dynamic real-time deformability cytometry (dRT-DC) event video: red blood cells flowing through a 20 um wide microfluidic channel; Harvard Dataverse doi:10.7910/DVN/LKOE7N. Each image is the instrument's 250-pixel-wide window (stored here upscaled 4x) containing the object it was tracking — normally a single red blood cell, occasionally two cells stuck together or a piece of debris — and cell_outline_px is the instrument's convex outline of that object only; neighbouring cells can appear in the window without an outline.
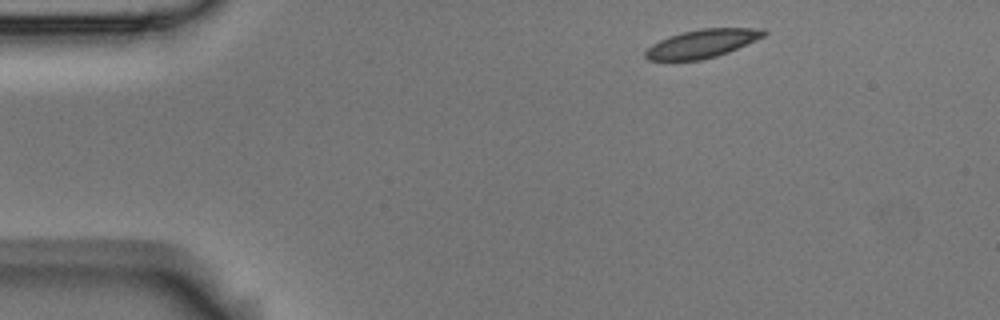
{"species": "Egyptian fruit bat (a non-hibernating species)", "species_latin": "Rousettus aegyptiacus", "temperature_condition": "room temperature", "stored_images_in_passage": 3, "camera_frame_rate_fps": 3000, "um_per_image_px": 0.085, "animal": {"sex": "male"}, "frame": {"image": 1, "passage_image": 1, "time_ms": 0.0, "image_size_px": [1000, 320], "cell_outline_px": [[768, 32], [764, 36], [756, 40], [728, 52], [716, 56], [700, 60], [648, 60], [644, 56], [644, 52], [652, 44], [668, 36], [700, 28], [764, 28]], "centroid_in_image_um": [59.69, 3.7], "position_along_channel_um": 25.3, "area_um2": 19.48}}
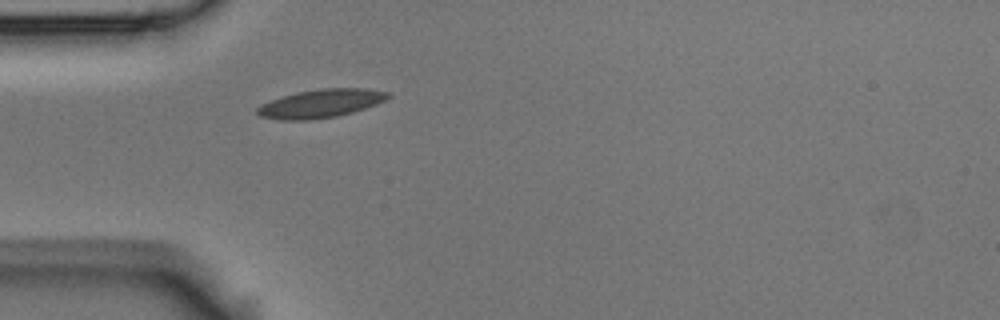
{"frame": {"image": 2, "passage_image": 3, "time_ms": 0.667, "image_size_px": [1000, 320], "cell_outline_px": [[392, 96], [376, 104], [352, 112], [336, 116], [308, 120], [280, 120], [260, 116], [256, 112], [256, 108], [260, 104], [268, 100], [280, 96], [296, 92], [320, 88], [368, 88], [392, 92]], "centroid_in_image_um": [27.25, 8.78], "position_along_channel_um": 57.8, "area_um2": 21.91}}